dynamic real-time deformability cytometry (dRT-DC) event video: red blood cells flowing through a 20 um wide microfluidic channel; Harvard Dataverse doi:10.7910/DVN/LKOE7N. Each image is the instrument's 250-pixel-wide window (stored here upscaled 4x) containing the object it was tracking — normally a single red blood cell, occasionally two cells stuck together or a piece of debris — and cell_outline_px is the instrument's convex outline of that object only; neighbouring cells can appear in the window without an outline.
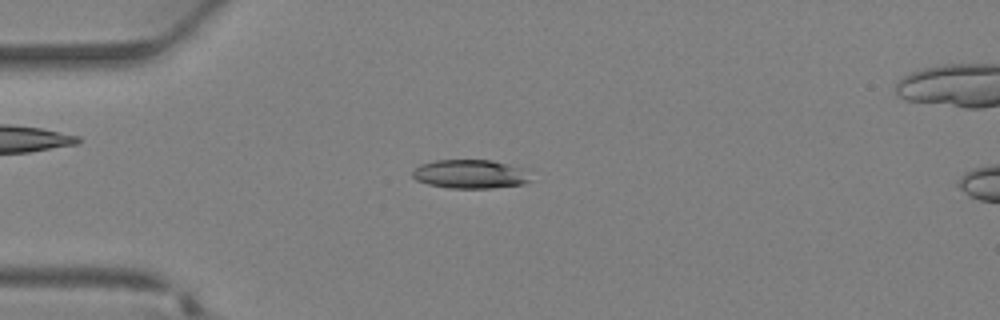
{"species": "Egyptian fruit bat (a non-hibernating species)", "species_latin": "Rousettus aegyptiacus", "temperature_condition": "warm", "stored_images_in_passage": 30, "camera_frame_rate_fps": 3000, "um_per_image_px": 0.085, "animal": {"sex": "female"}, "frame": {"image": 1, "passage_image": 3, "time_ms": 0.667, "image_size_px": [1000, 320], "cell_outline_px": [[532, 180], [528, 184], [492, 188], [448, 188], [428, 184], [416, 180], [412, 176], [412, 172], [420, 164], [436, 160], [492, 160], [528, 168]], "centroid_in_image_um": [40.07, 14.8], "position_along_channel_um": 44.9, "area_um2": 20.35}}
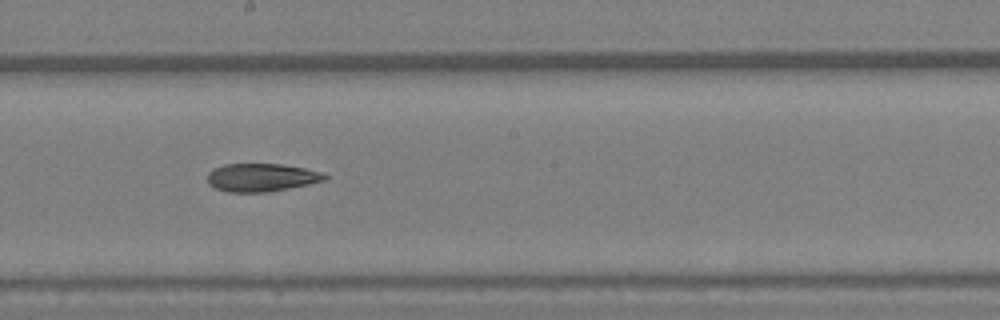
{"frame": {"image": 2, "passage_image": 14, "time_ms": 4.333, "image_size_px": [1000, 320], "cell_outline_px": [[328, 176], [324, 180], [308, 184], [268, 192], [228, 192], [216, 188], [208, 184], [208, 172], [212, 168], [224, 164], [280, 164], [304, 168], [320, 172]], "centroid_in_image_um": [22.17, 15.08], "position_along_channel_um": 226.0, "area_um2": 19.07}}
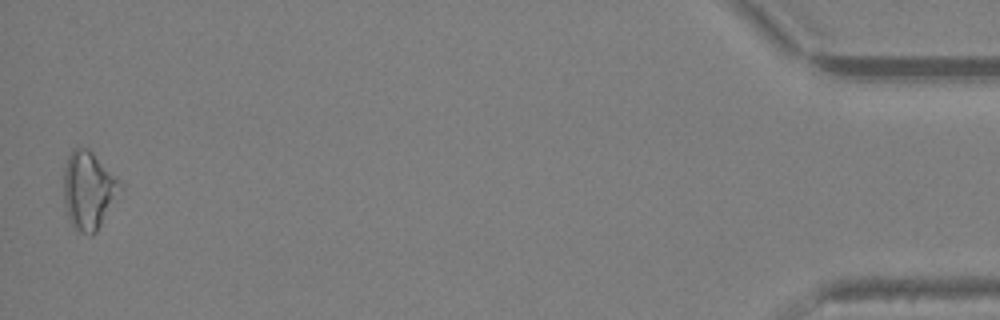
{"frame": {"image": 3, "passage_image": 30, "time_ms": 9.667, "image_size_px": [1000, 320], "cell_outline_px": [[120, 184], [96, 232], [92, 236], [88, 236], [80, 232], [72, 224], [68, 216], [64, 200], [64, 168], [68, 156], [72, 148], [88, 148], [116, 176]], "centroid_in_image_um": [7.45, 16.14], "position_along_channel_um": 427.7, "area_um2": 24.57}}